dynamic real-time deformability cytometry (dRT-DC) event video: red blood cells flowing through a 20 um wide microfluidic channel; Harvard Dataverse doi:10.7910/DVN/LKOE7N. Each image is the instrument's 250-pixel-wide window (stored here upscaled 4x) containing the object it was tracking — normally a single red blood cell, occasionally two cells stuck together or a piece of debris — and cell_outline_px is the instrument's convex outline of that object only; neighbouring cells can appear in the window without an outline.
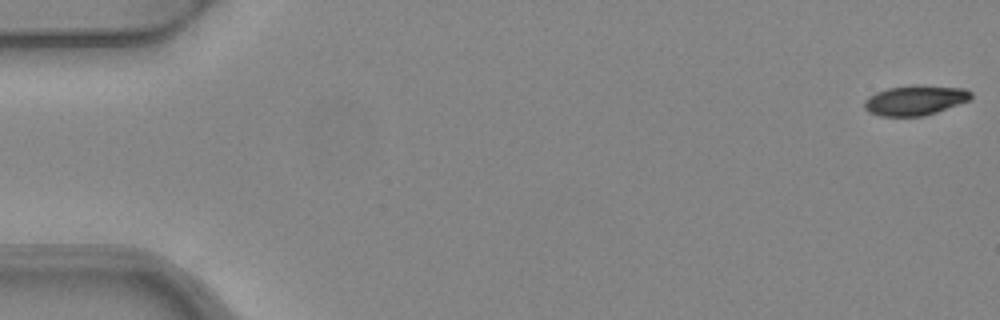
{"species": "common noctule bat (a hibernating species)", "species_latin": "Nyctalus noctula", "temperature_condition": "warm", "stored_images_in_passage": 6, "camera_frame_rate_fps": 3000, "um_per_image_px": 0.085, "animal": {"sex": "female", "body_mass_g": 24.6, "forearm_length_mm": 56.2}, "frame": {"image": 1, "passage_image": 1, "time_ms": 0.0, "image_size_px": [1000, 320], "cell_outline_px": [[972, 96], [968, 100], [936, 112], [924, 116], [880, 116], [868, 112], [864, 108], [864, 100], [868, 96], [876, 92], [888, 88], [964, 88], [972, 92]], "centroid_in_image_um": [77.71, 8.58], "position_along_channel_um": 7.3, "area_um2": 17.57}}
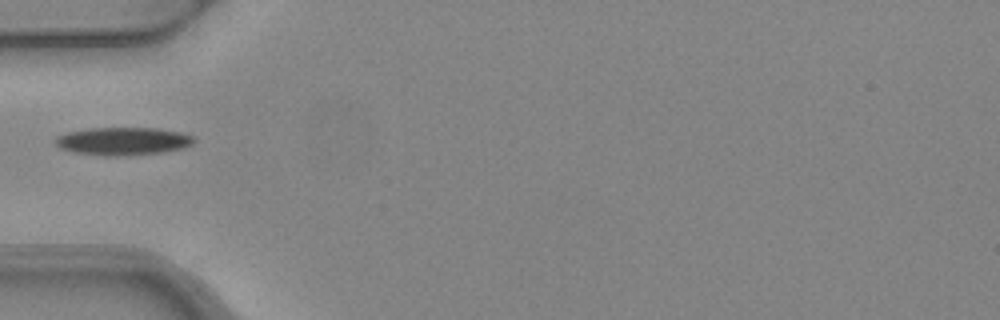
{"frame": {"image": 2, "passage_image": 5, "time_ms": 1.333, "image_size_px": [1000, 320], "cell_outline_px": [[196, 140], [192, 144], [184, 148], [164, 152], [132, 156], [104, 156], [76, 152], [60, 148], [56, 144], [56, 136], [68, 132], [88, 128], [160, 128], [180, 132], [196, 136]], "centroid_in_image_um": [10.52, 12.0], "position_along_channel_um": 74.5, "area_um2": 22.83}}
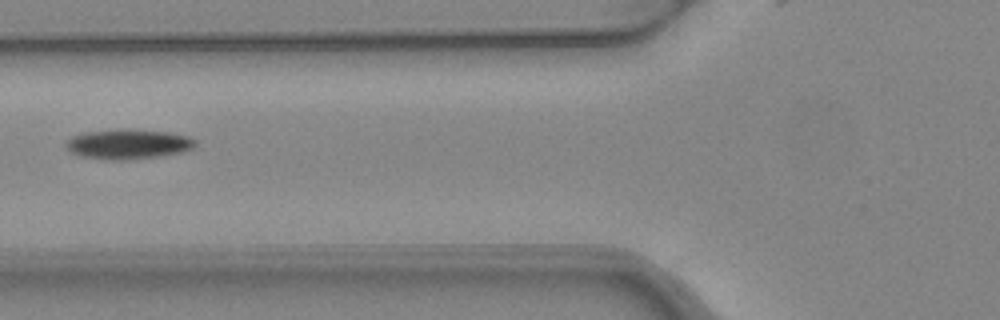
{"frame": {"image": 3, "passage_image": 6, "time_ms": 1.667, "image_size_px": [1000, 320], "cell_outline_px": [[196, 144], [192, 148], [184, 152], [136, 160], [104, 160], [80, 156], [68, 152], [64, 144], [72, 136], [84, 132], [168, 132], [188, 136], [196, 140]], "centroid_in_image_um": [10.88, 12.32], "position_along_channel_um": 114.9, "area_um2": 21.85}}